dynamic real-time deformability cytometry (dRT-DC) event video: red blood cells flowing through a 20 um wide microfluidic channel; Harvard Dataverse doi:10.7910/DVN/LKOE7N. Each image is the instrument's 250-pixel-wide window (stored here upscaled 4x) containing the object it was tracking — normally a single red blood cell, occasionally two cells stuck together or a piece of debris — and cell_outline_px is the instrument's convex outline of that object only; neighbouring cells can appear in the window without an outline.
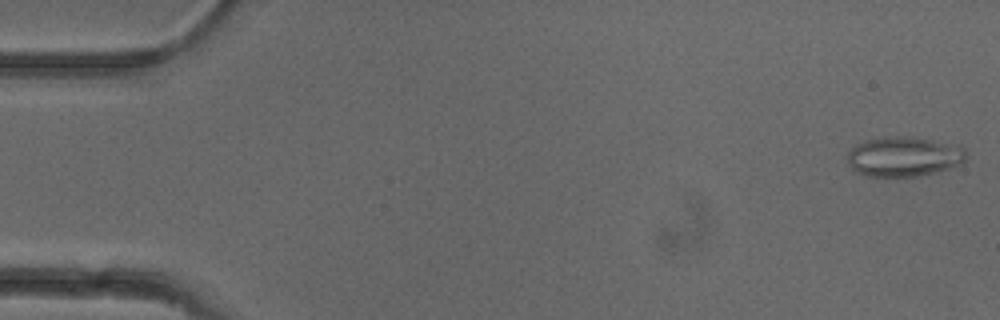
{"species": "common noctule bat (a hibernating species)", "species_latin": "Nyctalus noctula", "temperature_condition": "cold", "stored_images_in_passage": 17, "camera_frame_rate_fps": 3000, "um_per_image_px": 0.085, "animal": {"sex": "female"}, "frame": {"image": 1, "passage_image": 1, "time_ms": 0.0, "image_size_px": [1000, 320], "cell_outline_px": [[964, 160], [960, 164], [948, 168], [916, 176], [868, 176], [856, 172], [848, 164], [848, 152], [856, 144], [868, 140], [884, 136], [908, 136], [932, 140], [964, 148]], "centroid_in_image_um": [76.76, 13.3], "position_along_channel_um": 8.2, "area_um2": 27.05}}